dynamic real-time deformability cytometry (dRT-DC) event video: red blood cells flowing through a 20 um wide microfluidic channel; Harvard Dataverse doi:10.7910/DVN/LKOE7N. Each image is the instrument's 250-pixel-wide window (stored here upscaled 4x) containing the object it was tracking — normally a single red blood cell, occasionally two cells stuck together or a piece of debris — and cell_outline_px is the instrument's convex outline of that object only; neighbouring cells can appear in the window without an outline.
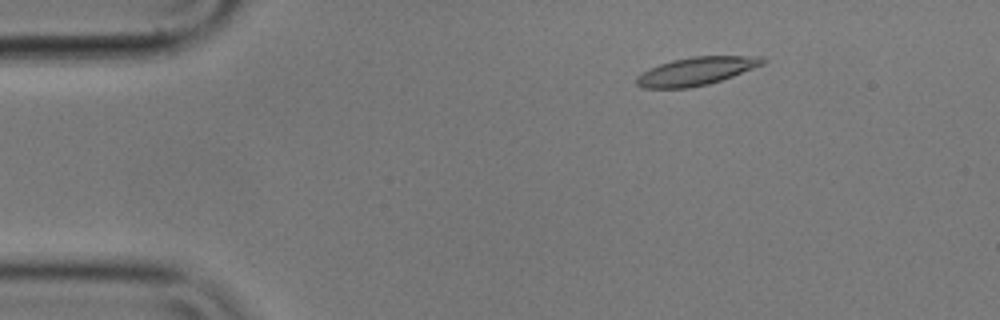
{"species": "common noctule bat (a hibernating species)", "species_latin": "Nyctalus noctula", "temperature_condition": "cold", "stored_images_in_passage": 4, "camera_frame_rate_fps": 3000, "um_per_image_px": 0.085, "animal": {"sex": "male", "body_mass_g": 17.9}, "frame": {"image": 1, "passage_image": 2, "time_ms": 0.333, "image_size_px": [1000, 320], "cell_outline_px": [[768, 60], [764, 64], [732, 76], [708, 84], [688, 88], [644, 88], [636, 84], [636, 76], [660, 64], [672, 60], [692, 56], [764, 56]], "centroid_in_image_um": [59.21, 6.04], "position_along_channel_um": 25.8, "area_um2": 20.52}}